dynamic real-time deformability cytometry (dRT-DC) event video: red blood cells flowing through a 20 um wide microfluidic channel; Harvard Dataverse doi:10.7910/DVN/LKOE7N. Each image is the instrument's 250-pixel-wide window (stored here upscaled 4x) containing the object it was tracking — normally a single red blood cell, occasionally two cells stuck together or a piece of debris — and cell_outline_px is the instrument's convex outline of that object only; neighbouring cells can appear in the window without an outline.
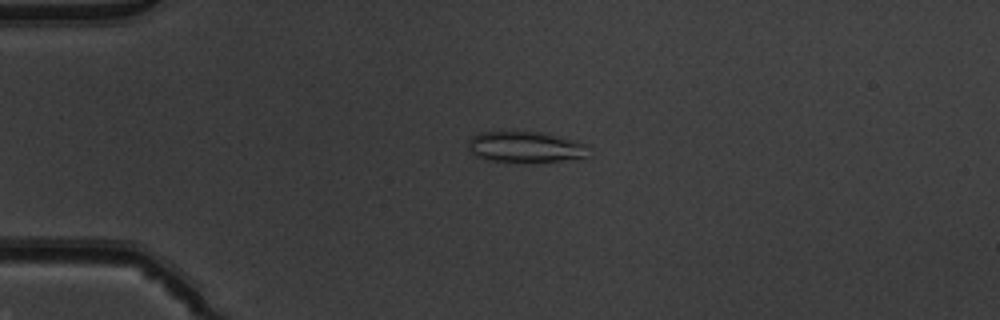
{"species": "common noctule bat (a hibernating species)", "species_latin": "Nyctalus noctula", "temperature_condition": "warm", "stored_images_in_passage": 52, "camera_frame_rate_fps": 3000, "um_per_image_px": 0.085, "animal": {"sex": "male", "body_mass_g": 19.5, "forearm_length_mm": 54.6}, "frame": {"image": 1, "passage_image": 13, "time_ms": 4.0, "image_size_px": [1000, 320], "cell_outline_px": [[588, 144], [584, 160], [488, 160], [476, 156], [468, 152], [468, 140], [472, 136], [480, 132], [544, 132], [576, 140]], "centroid_in_image_um": [44.68, 12.46], "position_along_channel_um": 40.3, "area_um2": 21.44}}
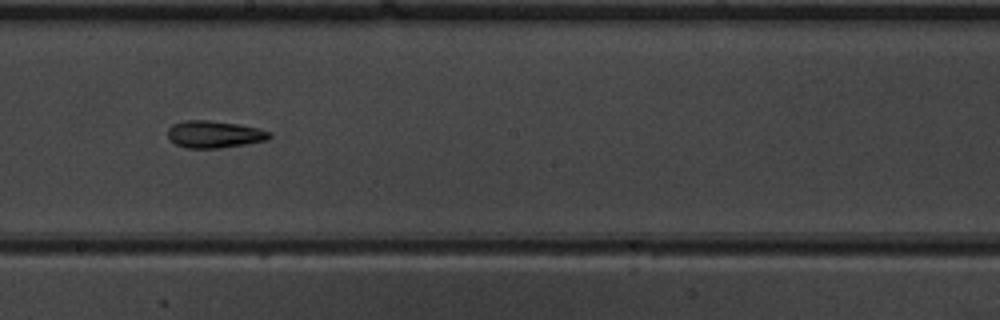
{"frame": {"image": 2, "passage_image": 30, "time_ms": 9.667, "image_size_px": [1000, 320], "cell_outline_px": [[272, 136], [268, 140], [220, 148], [188, 148], [176, 144], [168, 136], [168, 128], [172, 124], [184, 120], [208, 120], [236, 124], [260, 128], [272, 132]], "centroid_in_image_um": [18.24, 11.41], "position_along_channel_um": 230.0, "area_um2": 16.07}}
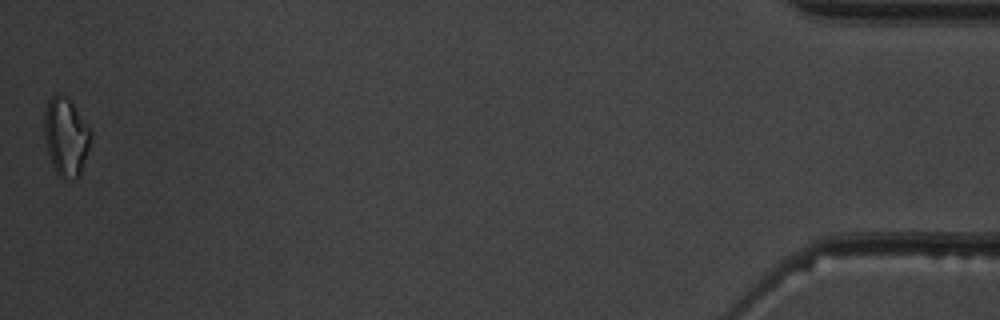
{"frame": {"image": 3, "passage_image": 52, "time_ms": 17.0, "image_size_px": [1000, 320], "cell_outline_px": [[92, 136], [80, 176], [72, 180], [64, 180], [56, 172], [52, 164], [48, 152], [44, 136], [44, 112], [48, 100], [56, 92], [68, 96], [72, 100], [92, 132]], "centroid_in_image_um": [5.61, 11.59], "position_along_channel_um": 429.6, "area_um2": 21.62}, "authors_computed_cell_mechanics": {"area_um2": 17.2822, "velocity_mm_per_s": 3.9347, "shape_relaxation_time_tau1_ms": null, "shape_relaxation_time_tau2_ms": 4.0188, "deformation_change_tau1": null, "deformation_change_tau2": 0.1122}}